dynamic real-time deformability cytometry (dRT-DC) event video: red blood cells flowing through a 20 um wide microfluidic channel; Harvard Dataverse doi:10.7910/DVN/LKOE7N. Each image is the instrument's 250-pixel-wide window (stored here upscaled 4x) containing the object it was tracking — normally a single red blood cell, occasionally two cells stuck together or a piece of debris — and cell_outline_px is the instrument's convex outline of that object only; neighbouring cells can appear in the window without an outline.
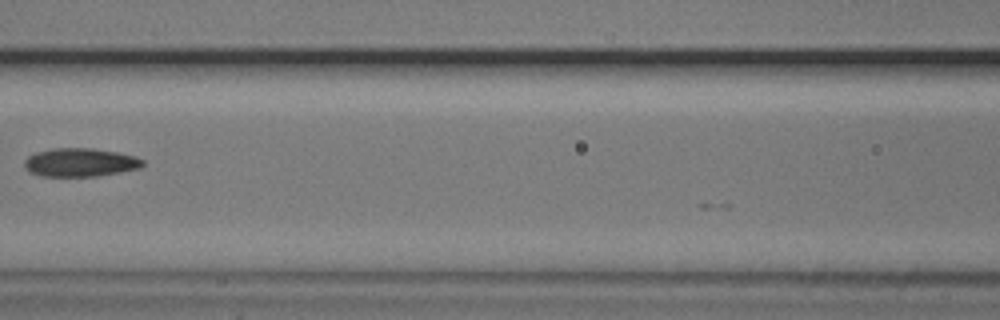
{"species": "common noctule bat (a hibernating species)", "species_latin": "Nyctalus noctula", "temperature_condition": "cold", "stored_images_in_passage": 7, "camera_frame_rate_fps": 3000, "um_per_image_px": 0.085, "animal": {"sex": "male", "body_mass_g": 20.5, "forearm_length_mm": 52.5}, "frame": {"image": 1, "passage_image": 6, "time_ms": 1.667, "image_size_px": [1000, 320], "cell_outline_px": [[144, 164], [140, 168], [120, 172], [96, 176], [40, 176], [28, 172], [24, 168], [24, 160], [28, 156], [36, 152], [52, 148], [92, 148], [116, 152], [136, 156], [144, 160]], "centroid_in_image_um": [6.79, 13.8], "position_along_channel_um": 159.8, "area_um2": 19.77}}